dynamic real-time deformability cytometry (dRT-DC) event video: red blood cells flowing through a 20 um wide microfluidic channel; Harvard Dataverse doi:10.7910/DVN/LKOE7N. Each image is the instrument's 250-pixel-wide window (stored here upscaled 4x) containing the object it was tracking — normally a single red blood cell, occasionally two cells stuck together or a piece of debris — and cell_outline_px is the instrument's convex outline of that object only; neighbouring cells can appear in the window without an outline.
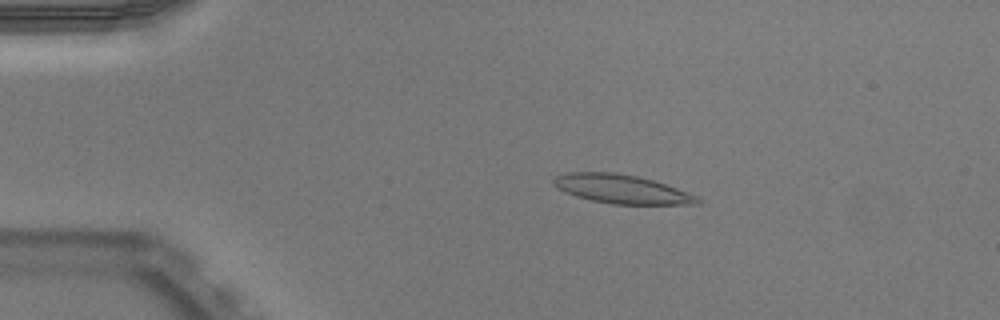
{"species": "Egyptian fruit bat (a non-hibernating species)", "species_latin": "Rousettus aegyptiacus", "temperature_condition": "warm", "stored_images_in_passage": 51, "camera_frame_rate_fps": 3000, "um_per_image_px": 0.085, "animal": {"sex": "male"}, "frame": {"image": 1, "passage_image": 10, "time_ms": 3.0, "image_size_px": [1000, 320], "cell_outline_px": [[700, 204], [612, 204], [592, 200], [576, 196], [564, 192], [556, 188], [552, 184], [552, 180], [556, 176], [564, 172], [616, 172], [636, 176], [652, 180], [676, 188], [696, 196], [700, 200]], "centroid_in_image_um": [52.76, 16.06], "position_along_channel_um": 32.2, "area_um2": 24.04}}
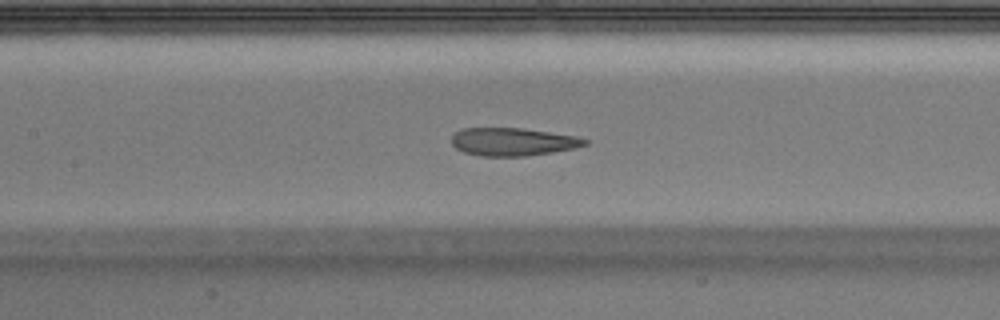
{"frame": {"image": 2, "passage_image": 24, "time_ms": 7.667, "image_size_px": [1000, 320], "cell_outline_px": [[588, 144], [576, 148], [552, 152], [524, 156], [480, 156], [464, 152], [456, 148], [452, 144], [452, 136], [460, 128], [520, 128], [576, 136], [588, 140]], "centroid_in_image_um": [43.58, 12.05], "position_along_channel_um": 163.8, "area_um2": 21.62}}
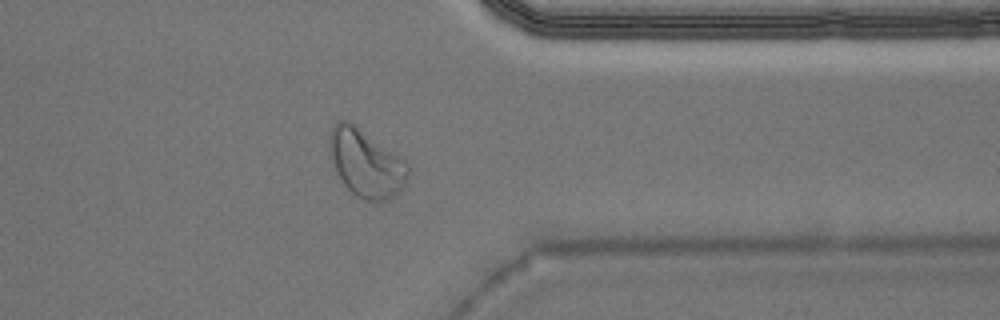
{"frame": {"image": 3, "passage_image": 41, "time_ms": 13.333, "image_size_px": [1000, 320], "cell_outline_px": [[408, 176], [400, 192], [388, 200], [380, 204], [364, 200], [356, 196], [344, 184], [336, 172], [328, 148], [328, 140], [332, 128], [340, 120], [348, 120], [404, 160], [408, 164]], "centroid_in_image_um": [31.1, 13.92], "position_along_channel_um": 380.3, "area_um2": 30.81}, "authors_computed_cell_mechanics": {"area_um2": 24.3338, "velocity_mm_per_s": 3.9341, "shape_relaxation_time_tau1_ms": null, "shape_relaxation_time_tau2_ms": 1.2744, "deformation_change_tau1": null, "deformation_change_tau2": 0.0713}}